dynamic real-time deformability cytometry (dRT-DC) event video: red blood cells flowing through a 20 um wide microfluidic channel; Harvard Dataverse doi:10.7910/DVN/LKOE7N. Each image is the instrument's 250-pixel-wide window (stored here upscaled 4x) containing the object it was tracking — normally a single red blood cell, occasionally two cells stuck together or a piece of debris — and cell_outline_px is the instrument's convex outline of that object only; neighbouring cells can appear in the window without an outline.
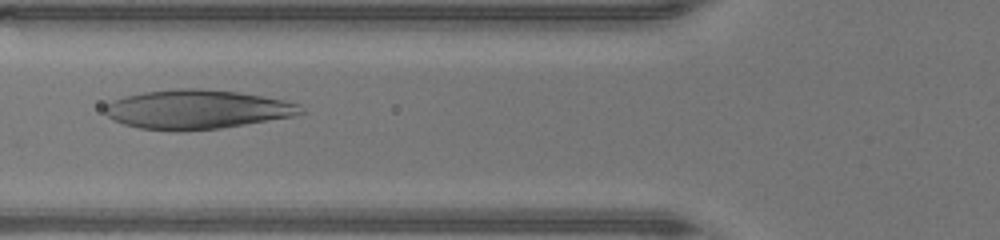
{"species": "human", "species_latin": "Homo sapiens", "temperature_condition": "warm", "stored_images_in_passage": 45, "camera_frame_rate_fps": 3000, "um_per_image_px": 0.085, "donor": {"sex": "male"}, "frame": {"image": 1, "passage_image": 16, "time_ms": 5.0, "image_size_px": [1000, 240], "cell_outline_px": [[304, 112], [292, 116], [220, 128], [172, 132], [140, 128], [124, 124], [112, 120], [104, 112], [104, 104], [112, 100], [124, 96], [144, 92], [176, 88], [200, 88], [240, 92], [284, 100], [300, 104]], "centroid_in_image_um": [16.68, 9.29], "position_along_channel_um": 109.1, "area_um2": 44.85}}
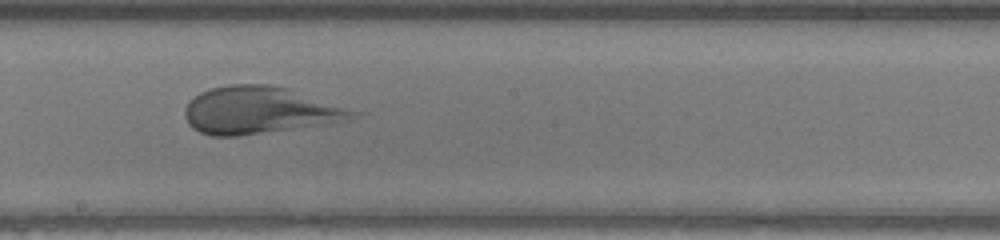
{"frame": {"image": 2, "passage_image": 24, "time_ms": 7.667, "image_size_px": [1000, 240], "cell_outline_px": [[368, 112], [348, 120], [324, 124], [236, 136], [212, 136], [200, 132], [192, 128], [188, 124], [184, 116], [184, 108], [200, 92], [212, 88], [228, 84], [268, 84], [288, 88]], "centroid_in_image_um": [22.15, 9.36], "position_along_channel_um": 226.0, "area_um2": 46.59}}
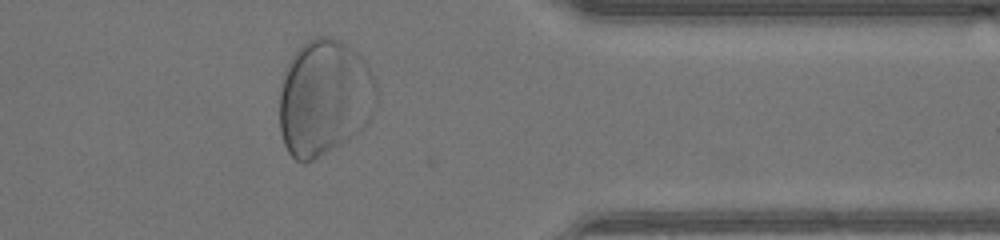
{"frame": {"image": 3, "passage_image": 36, "time_ms": 11.667, "image_size_px": [1000, 240], "cell_outline_px": [[376, 104], [368, 120], [348, 140], [312, 160], [304, 164], [296, 160], [288, 152], [284, 144], [280, 132], [280, 92], [284, 72], [292, 56], [308, 40], [316, 36], [328, 36], [340, 40], [348, 44], [364, 60], [376, 84]], "centroid_in_image_um": [27.55, 8.3], "position_along_channel_um": 383.9, "area_um2": 65.37}}